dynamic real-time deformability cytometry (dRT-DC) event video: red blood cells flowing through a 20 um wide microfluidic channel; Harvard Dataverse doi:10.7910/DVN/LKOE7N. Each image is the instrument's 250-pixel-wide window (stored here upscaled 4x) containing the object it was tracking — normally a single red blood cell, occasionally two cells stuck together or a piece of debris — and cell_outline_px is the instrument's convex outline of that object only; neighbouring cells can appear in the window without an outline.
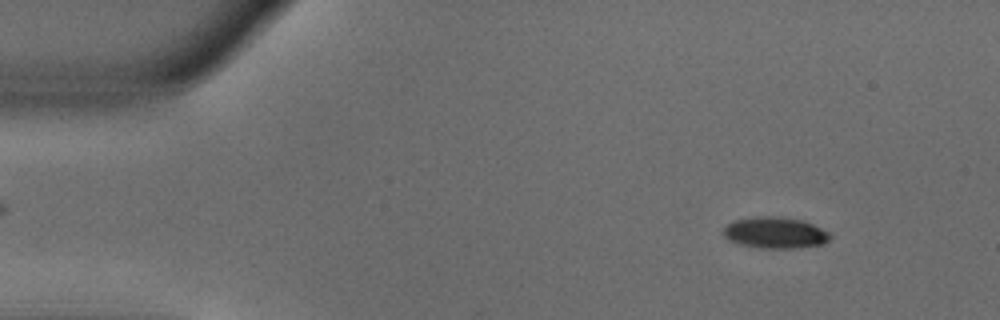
{"species": "common noctule bat (a hibernating species)", "species_latin": "Nyctalus noctula", "temperature_condition": "warm", "stored_images_in_passage": 52, "camera_frame_rate_fps": 3000, "um_per_image_px": 0.085, "animal": {"sex": "male", "body_mass_g": 18.8}, "frame": {"image": 1, "passage_image": 5, "time_ms": 1.333, "image_size_px": [1000, 320], "cell_outline_px": [[832, 236], [824, 244], [800, 248], [760, 248], [736, 244], [728, 240], [724, 236], [724, 228], [732, 220], [756, 216], [776, 216], [804, 220], [828, 232]], "centroid_in_image_um": [65.87, 19.78], "position_along_channel_um": 19.1, "area_um2": 19.71}}
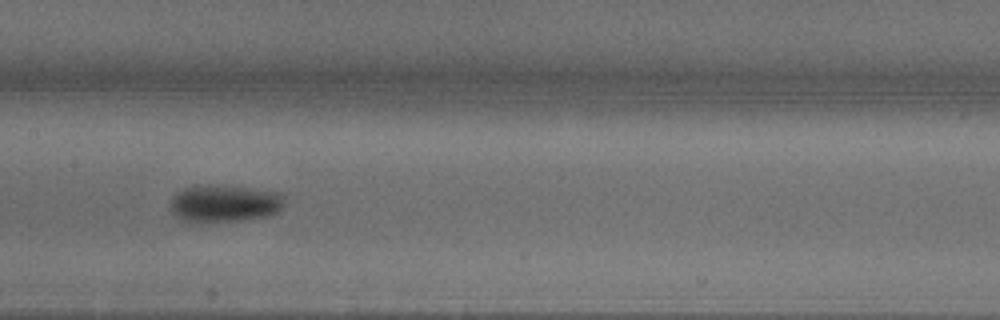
{"frame": {"image": 2, "passage_image": 25, "time_ms": 8.0, "image_size_px": [1000, 320], "cell_outline_px": [[284, 208], [280, 212], [268, 216], [244, 220], [200, 224], [188, 224], [176, 216], [172, 212], [172, 200], [184, 188], [248, 188], [280, 192], [284, 196]], "centroid_in_image_um": [19.16, 17.39], "position_along_channel_um": 188.2, "area_um2": 24.39}}
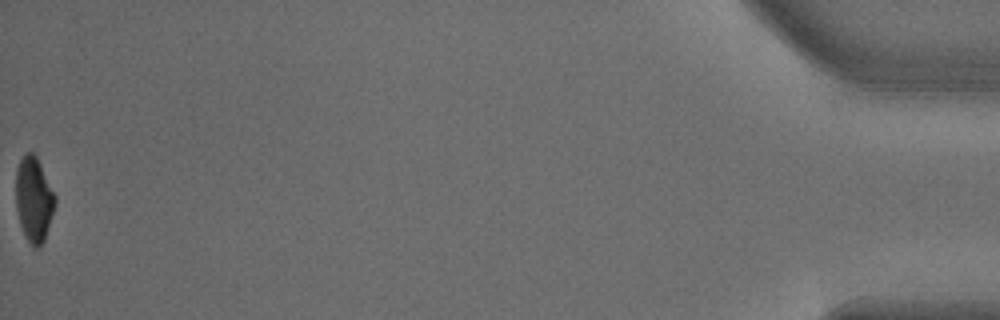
{"frame": {"image": 3, "passage_image": 52, "time_ms": 17.0, "image_size_px": [1000, 320], "cell_outline_px": [[56, 204], [44, 240], [40, 248], [36, 248], [28, 240], [20, 224], [16, 208], [16, 168], [20, 160], [28, 152], [32, 152], [36, 156], [56, 196]], "centroid_in_image_um": [2.88, 16.94], "position_along_channel_um": 432.3, "area_um2": 19.19}, "authors_computed_cell_mechanics": {"area_um2": 21.8195, "velocity_mm_per_s": 3.827, "shape_relaxation_time_tau1_ms": 2.8068, "shape_relaxation_time_tau2_ms": null, "deformation_change_tau1": 0.1457, "deformation_change_tau2": null}}